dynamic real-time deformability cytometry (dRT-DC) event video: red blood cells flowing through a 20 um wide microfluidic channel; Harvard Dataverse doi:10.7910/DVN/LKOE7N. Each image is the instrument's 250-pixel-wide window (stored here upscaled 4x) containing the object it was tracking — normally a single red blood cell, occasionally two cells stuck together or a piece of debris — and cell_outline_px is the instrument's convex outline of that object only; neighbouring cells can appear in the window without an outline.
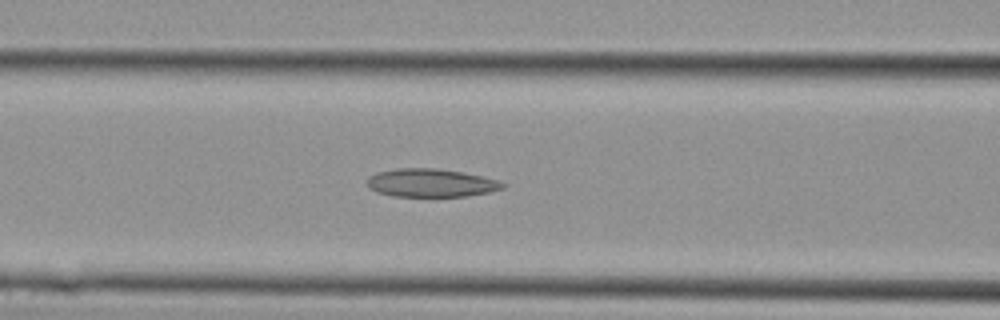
{"species": "Egyptian fruit bat (a non-hibernating species)", "species_latin": "Rousettus aegyptiacus", "temperature_condition": "cold", "stored_images_in_passage": 11, "camera_frame_rate_fps": 3000, "um_per_image_px": 0.085, "animal": {"sex": "female"}, "frame": {"image": 1, "passage_image": 5, "time_ms": 1.333, "image_size_px": [1000, 320], "cell_outline_px": [[508, 184], [504, 188], [488, 192], [468, 196], [392, 196], [376, 192], [368, 188], [368, 176], [376, 172], [396, 168], [436, 168], [460, 172], [500, 180]], "centroid_in_image_um": [36.62, 15.54], "position_along_channel_um": 130.0, "area_um2": 22.37}}
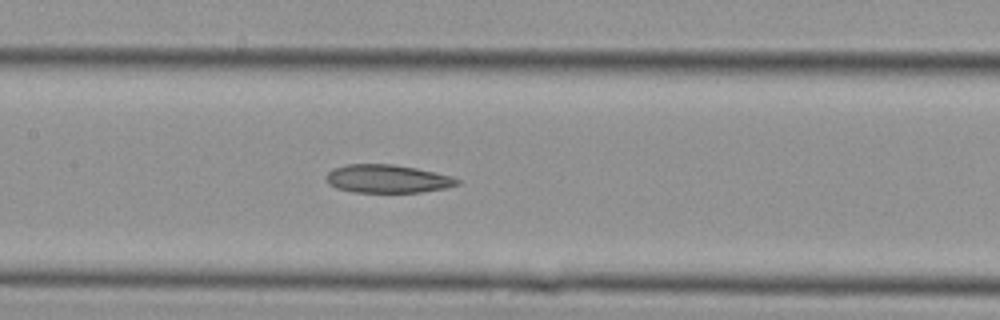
{"frame": {"image": 2, "passage_image": 7, "time_ms": 2.0, "image_size_px": [1000, 320], "cell_outline_px": [[460, 184], [444, 188], [420, 192], [352, 192], [336, 188], [328, 184], [328, 172], [332, 168], [348, 164], [392, 164], [416, 168], [448, 176], [460, 180]], "centroid_in_image_um": [32.89, 15.2], "position_along_channel_um": 174.5, "area_um2": 21.27}}
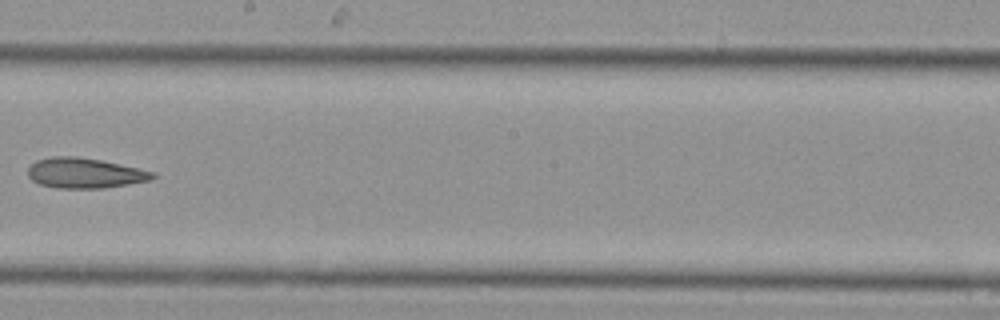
{"frame": {"image": 3, "passage_image": 10, "time_ms": 3.0, "image_size_px": [1000, 320], "cell_outline_px": [[156, 176], [152, 180], [104, 188], [56, 188], [40, 184], [32, 180], [28, 176], [28, 168], [36, 160], [52, 156], [76, 156], [100, 160], [120, 164], [156, 172]], "centroid_in_image_um": [7.21, 14.71], "position_along_channel_um": 241.0, "area_um2": 22.02}}